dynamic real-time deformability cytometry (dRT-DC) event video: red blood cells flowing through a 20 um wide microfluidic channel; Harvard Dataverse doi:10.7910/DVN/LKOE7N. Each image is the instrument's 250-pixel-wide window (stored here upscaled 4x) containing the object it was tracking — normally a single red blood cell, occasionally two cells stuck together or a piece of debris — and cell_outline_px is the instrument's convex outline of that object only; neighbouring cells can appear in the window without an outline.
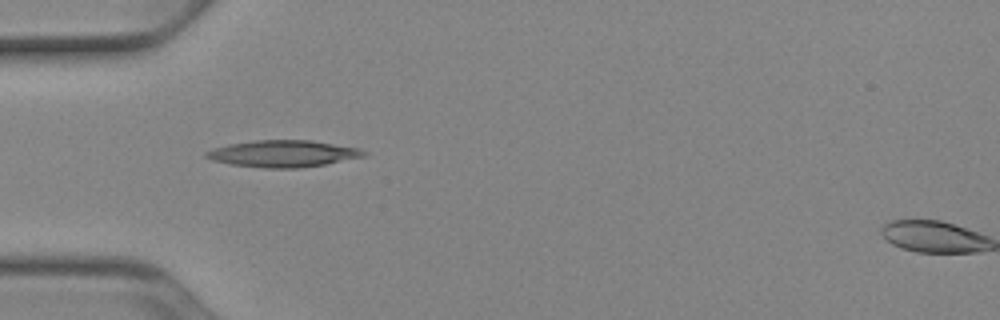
{"species": "Egyptian fruit bat (a non-hibernating species)", "species_latin": "Rousettus aegyptiacus", "temperature_condition": "cold", "stored_images_in_passage": 4, "camera_frame_rate_fps": 3000, "um_per_image_px": 0.085, "animal": {"sex": "female"}, "frame": {"image": 1, "passage_image": 1, "time_ms": 0.0, "image_size_px": [1000, 320], "cell_outline_px": [[368, 152], [364, 156], [324, 164], [300, 168], [264, 168], [232, 164], [212, 160], [204, 156], [204, 152], [212, 148], [228, 144], [256, 140], [312, 140], [360, 148]], "centroid_in_image_um": [24.04, 13.05], "position_along_channel_um": 61.0, "area_um2": 24.57}}
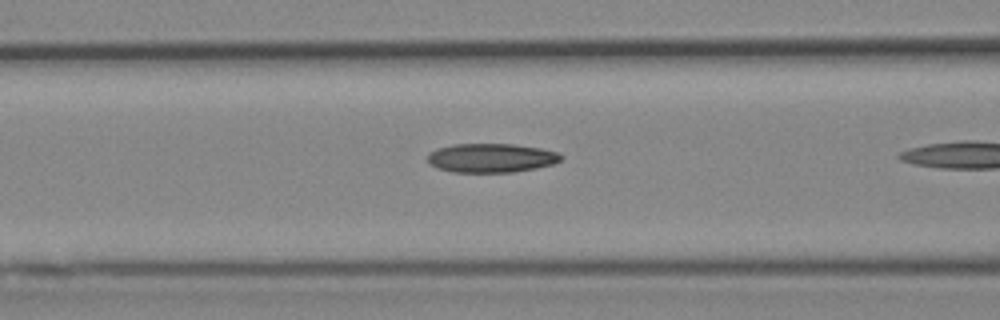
{"frame": {"image": 2, "passage_image": 3, "time_ms": 0.667, "image_size_px": [1000, 320], "cell_outline_px": [[564, 156], [560, 160], [552, 164], [536, 168], [512, 172], [452, 172], [436, 168], [428, 164], [428, 152], [436, 148], [452, 144], [512, 144], [540, 148], [560, 152]], "centroid_in_image_um": [41.72, 13.42], "position_along_channel_um": 124.9, "area_um2": 22.77}}